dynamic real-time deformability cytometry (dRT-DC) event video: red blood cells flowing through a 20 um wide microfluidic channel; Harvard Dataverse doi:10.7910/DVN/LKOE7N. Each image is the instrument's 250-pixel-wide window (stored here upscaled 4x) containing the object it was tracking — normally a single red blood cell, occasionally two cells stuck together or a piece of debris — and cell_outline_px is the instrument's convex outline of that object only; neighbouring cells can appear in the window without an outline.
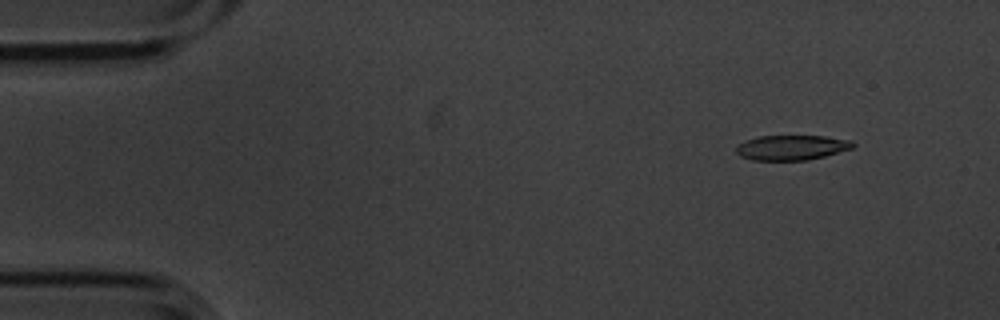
{"species": "common noctule bat (a hibernating species)", "species_latin": "Nyctalus noctula", "temperature_condition": "cold", "stored_images_in_passage": 5, "camera_frame_rate_fps": 3000, "um_per_image_px": 0.085, "animal": {"sex": "male", "body_mass_g": 20.1, "forearm_length_mm": 53.5}, "frame": {"image": 1, "passage_image": 2, "time_ms": 0.333, "image_size_px": [1000, 320], "cell_outline_px": [[856, 144], [852, 148], [824, 156], [808, 160], [752, 160], [740, 156], [736, 152], [736, 144], [744, 140], [760, 136], [824, 136], [852, 140]], "centroid_in_image_um": [67.26, 12.54], "position_along_channel_um": 17.7, "area_um2": 17.05}}
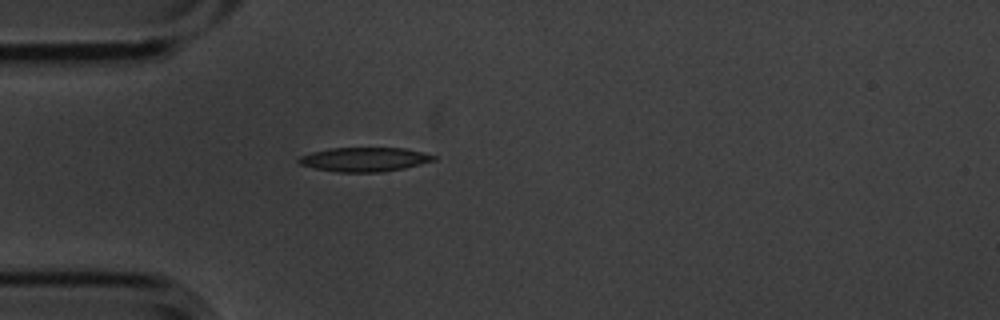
{"frame": {"image": 2, "passage_image": 5, "time_ms": 1.333, "image_size_px": [1000, 320], "cell_outline_px": [[436, 160], [404, 168], [384, 172], [336, 172], [316, 168], [300, 164], [296, 160], [300, 156], [312, 152], [332, 148], [404, 148], [436, 156]], "centroid_in_image_um": [30.97, 13.55], "position_along_channel_um": 54.0, "area_um2": 18.84}}